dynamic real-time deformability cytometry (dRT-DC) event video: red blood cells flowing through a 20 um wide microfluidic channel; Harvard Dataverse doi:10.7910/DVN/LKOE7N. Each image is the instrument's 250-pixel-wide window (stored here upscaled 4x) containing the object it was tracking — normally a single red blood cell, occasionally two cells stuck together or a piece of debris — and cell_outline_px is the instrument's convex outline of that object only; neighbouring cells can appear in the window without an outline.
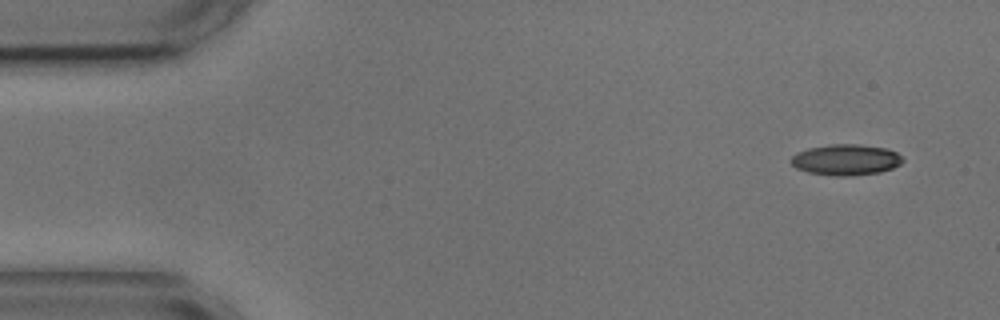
{"species": "common noctule bat (a hibernating species)", "species_latin": "Nyctalus noctula", "temperature_condition": "cold", "stored_images_in_passage": 4, "camera_frame_rate_fps": 3000, "um_per_image_px": 0.085, "animal": {"sex": "male", "body_mass_g": 17.9, "forearm_length_mm": 54.2}, "frame": {"image": 1, "passage_image": 1, "time_ms": 0.0, "image_size_px": [1000, 320], "cell_outline_px": [[904, 160], [900, 164], [892, 168], [880, 172], [848, 176], [832, 176], [808, 172], [796, 168], [788, 160], [796, 152], [808, 148], [832, 144], [860, 144], [884, 148], [896, 152]], "centroid_in_image_um": [71.86, 13.58], "position_along_channel_um": 13.1, "area_um2": 20.17}}
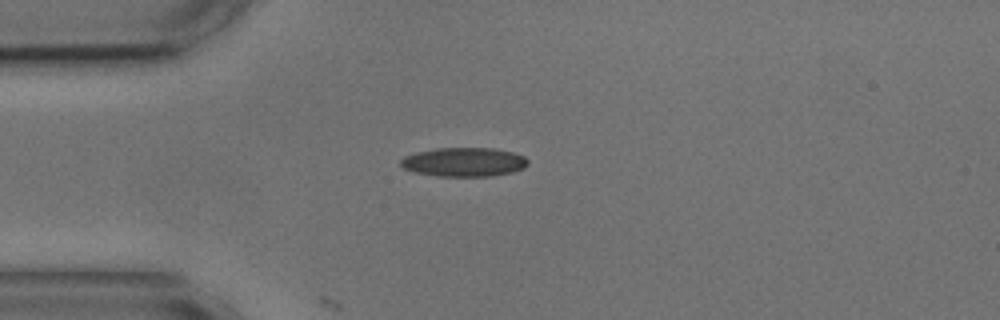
{"frame": {"image": 2, "passage_image": 4, "time_ms": 3.333, "image_size_px": [1000, 320], "cell_outline_px": [[528, 164], [524, 168], [512, 172], [492, 176], [436, 176], [412, 172], [404, 168], [400, 164], [400, 160], [404, 156], [416, 152], [436, 148], [492, 148], [512, 152], [524, 156], [528, 160]], "centroid_in_image_um": [39.42, 13.77], "position_along_channel_um": 45.6, "area_um2": 21.62}}